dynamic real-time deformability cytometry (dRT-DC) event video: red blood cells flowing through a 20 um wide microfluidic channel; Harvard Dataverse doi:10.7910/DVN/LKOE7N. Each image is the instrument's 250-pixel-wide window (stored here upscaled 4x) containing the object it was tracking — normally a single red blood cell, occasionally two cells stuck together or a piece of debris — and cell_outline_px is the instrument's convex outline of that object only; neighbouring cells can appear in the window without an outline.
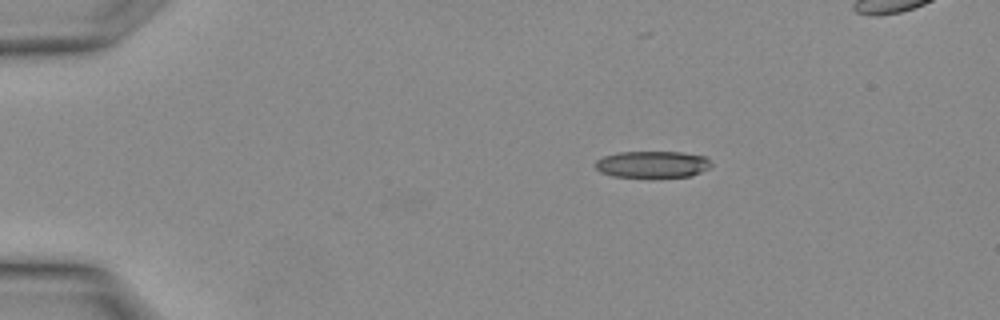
{"species": "Egyptian fruit bat (a non-hibernating species)", "species_latin": "Rousettus aegyptiacus", "temperature_condition": "warm", "stored_images_in_passage": 3, "camera_frame_rate_fps": 3000, "um_per_image_px": 0.085, "animal": {"sex": "female"}, "frame": {"image": 1, "passage_image": 1, "time_ms": 0.0, "image_size_px": [1000, 320], "cell_outline_px": [[712, 164], [708, 168], [692, 176], [612, 176], [600, 172], [596, 168], [596, 160], [604, 156], [616, 152], [680, 152], [704, 156]], "centroid_in_image_um": [55.43, 13.95], "position_along_channel_um": 29.6, "area_um2": 17.69}}